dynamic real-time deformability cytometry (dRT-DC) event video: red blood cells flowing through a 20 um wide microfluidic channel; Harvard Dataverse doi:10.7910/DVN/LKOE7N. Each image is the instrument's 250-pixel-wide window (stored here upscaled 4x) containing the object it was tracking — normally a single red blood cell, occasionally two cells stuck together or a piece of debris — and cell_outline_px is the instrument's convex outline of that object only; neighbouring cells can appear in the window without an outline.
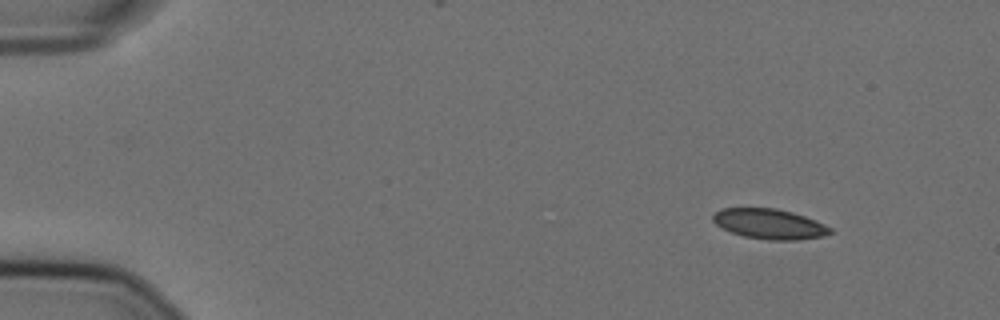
{"species": "Egyptian fruit bat (a non-hibernating species)", "species_latin": "Rousettus aegyptiacus", "temperature_condition": "cold", "stored_images_in_passage": 51, "camera_frame_rate_fps": 3000, "um_per_image_px": 0.085, "animal": {"sex": "female"}, "frame": {"image": 1, "passage_image": 1, "time_ms": 0.0, "image_size_px": [1000, 320], "cell_outline_px": [[836, 232], [824, 236], [796, 240], [768, 240], [744, 236], [732, 232], [716, 224], [712, 220], [712, 216], [720, 208], [776, 208], [792, 212], [816, 220], [832, 228]], "centroid_in_image_um": [65.45, 19.03], "position_along_channel_um": 19.6, "area_um2": 20.63}}
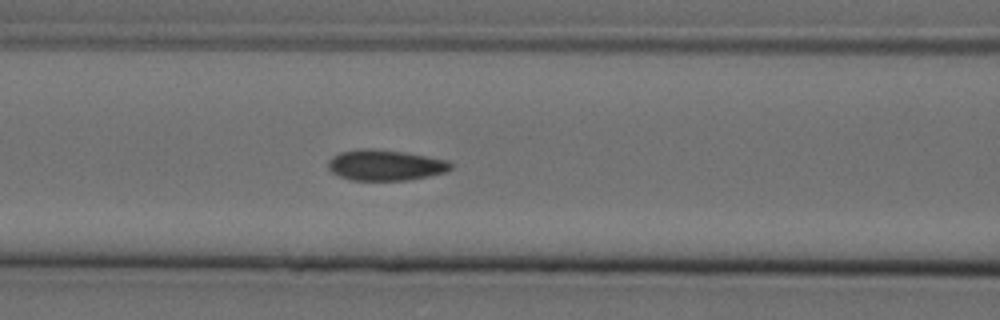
{"frame": {"image": 2, "passage_image": 19, "time_ms": 6.0, "image_size_px": [1000, 320], "cell_outline_px": [[452, 168], [444, 172], [428, 176], [408, 180], [352, 180], [340, 176], [332, 172], [328, 168], [328, 160], [332, 156], [340, 152], [360, 148], [372, 148], [404, 152], [448, 160], [452, 164]], "centroid_in_image_um": [32.73, 14.03], "position_along_channel_um": 133.9, "area_um2": 21.96}}
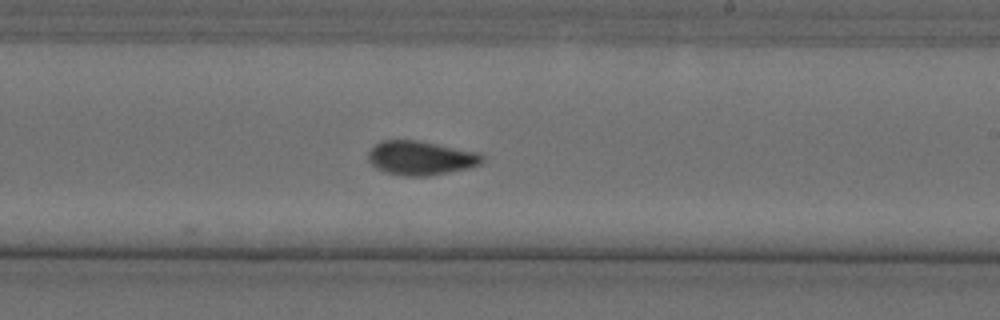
{"frame": {"image": 3, "passage_image": 29, "time_ms": 9.333, "image_size_px": [1000, 320], "cell_outline_px": [[484, 160], [480, 164], [468, 168], [428, 176], [404, 176], [384, 172], [376, 168], [368, 160], [368, 152], [380, 140], [420, 140], [480, 152], [484, 156]], "centroid_in_image_um": [35.78, 13.42], "position_along_channel_um": 253.2, "area_um2": 22.89}, "authors_computed_cell_mechanics": {"area_um2": 21.7328, "velocity_mm_per_s": 3.5914, "shape_relaxation_time_tau1_ms": null, "shape_relaxation_time_tau2_ms": 2.0843, "deformation_change_tau1": null, "deformation_change_tau2": 0.0469}}